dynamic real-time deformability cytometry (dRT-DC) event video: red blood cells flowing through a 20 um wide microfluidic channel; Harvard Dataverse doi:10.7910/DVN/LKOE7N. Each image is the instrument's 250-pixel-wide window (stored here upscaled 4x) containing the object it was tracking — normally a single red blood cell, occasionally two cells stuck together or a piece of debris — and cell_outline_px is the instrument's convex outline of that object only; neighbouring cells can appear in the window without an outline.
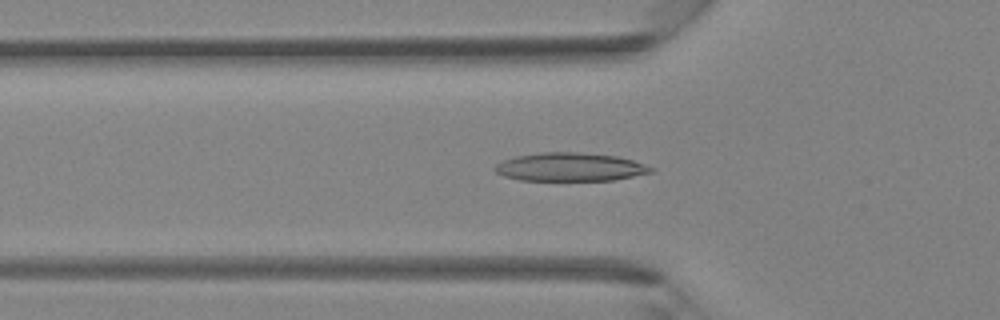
{"species": "Egyptian fruit bat (a non-hibernating species)", "species_latin": "Rousettus aegyptiacus", "temperature_condition": "room temperature", "stored_images_in_passage": 34, "camera_frame_rate_fps": 3000, "um_per_image_px": 0.085, "animal": {"sex": "female"}, "frame": {"image": 1, "passage_image": 7, "time_ms": 2.0, "image_size_px": [1000, 320], "cell_outline_px": [[656, 168], [652, 172], [612, 180], [520, 180], [504, 176], [496, 172], [492, 168], [496, 164], [504, 160], [516, 156], [540, 152], [580, 152], [616, 156], [632, 160]], "centroid_in_image_um": [48.44, 14.19], "position_along_channel_um": 77.4, "area_um2": 25.72}}
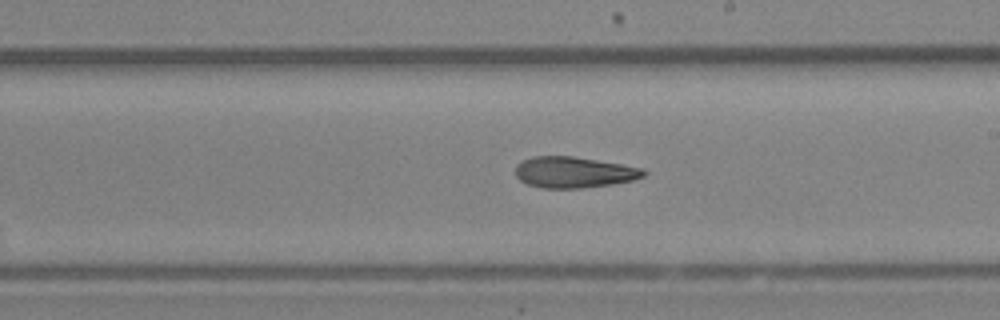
{"frame": {"image": 2, "passage_image": 17, "time_ms": 5.333, "image_size_px": [1000, 320], "cell_outline_px": [[648, 172], [644, 176], [632, 180], [612, 184], [580, 188], [540, 188], [528, 184], [520, 180], [516, 176], [516, 164], [532, 156], [572, 156], [644, 168]], "centroid_in_image_um": [48.78, 14.64], "position_along_channel_um": 240.2, "area_um2": 23.12}}
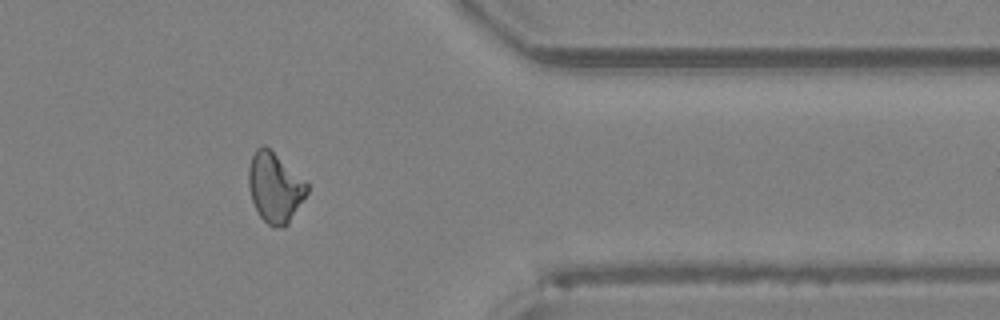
{"frame": {"image": 3, "passage_image": 27, "time_ms": 8.667, "image_size_px": [1000, 320], "cell_outline_px": [[308, 192], [288, 224], [284, 228], [268, 224], [260, 216], [252, 200], [248, 184], [248, 168], [252, 156], [256, 148], [264, 144], [308, 184]], "centroid_in_image_um": [23.35, 15.94], "position_along_channel_um": 388.1, "area_um2": 23.35}}